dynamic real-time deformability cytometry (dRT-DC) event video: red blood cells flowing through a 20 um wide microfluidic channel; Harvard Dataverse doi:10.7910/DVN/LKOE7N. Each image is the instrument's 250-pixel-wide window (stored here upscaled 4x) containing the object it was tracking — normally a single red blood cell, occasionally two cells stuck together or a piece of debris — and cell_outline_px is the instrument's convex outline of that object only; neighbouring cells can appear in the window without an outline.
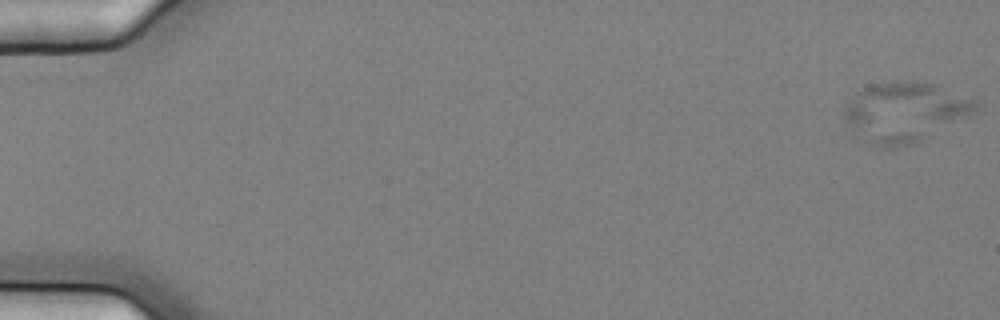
{"species": "common noctule bat (a hibernating species)", "species_latin": "Nyctalus noctula", "temperature_condition": "cold", "stored_images_in_passage": 6, "camera_frame_rate_fps": 3000, "um_per_image_px": 0.085, "animal": {"sex": "female", "body_mass_g": 25.1}, "frame": {"image": 1, "passage_image": 1, "time_ms": 0.0, "image_size_px": [1000, 320], "cell_outline_px": [[980, 104], [968, 116], [924, 140], [916, 144], [896, 148], [884, 148], [868, 144], [856, 136], [852, 132], [840, 116], [844, 108], [856, 92], [872, 84], [908, 80], [916, 80], [932, 84], [976, 100]], "centroid_in_image_um": [76.84, 9.56], "position_along_channel_um": 8.2, "area_um2": 46.3}}